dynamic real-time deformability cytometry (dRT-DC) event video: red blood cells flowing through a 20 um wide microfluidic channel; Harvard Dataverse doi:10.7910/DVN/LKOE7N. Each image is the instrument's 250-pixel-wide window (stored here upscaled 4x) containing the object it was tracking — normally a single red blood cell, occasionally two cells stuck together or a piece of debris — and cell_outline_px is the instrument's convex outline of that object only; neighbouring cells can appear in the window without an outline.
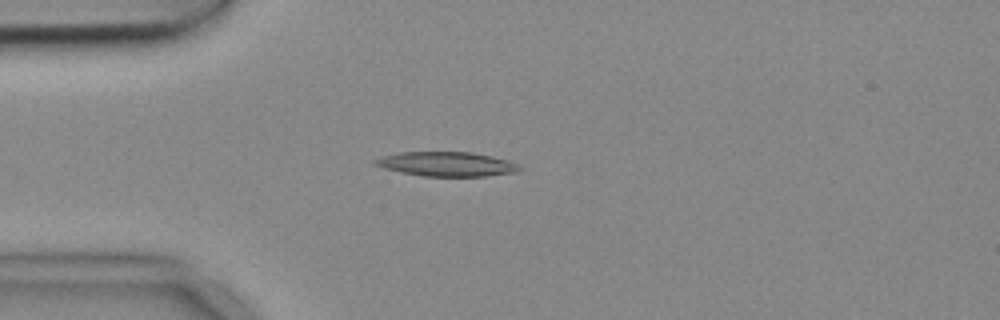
{"species": "common noctule bat (a hibernating species)", "species_latin": "Nyctalus noctula", "temperature_condition": "cold", "stored_images_in_passage": 3, "camera_frame_rate_fps": 3000, "um_per_image_px": 0.085, "animal": {"sex": "female", "body_mass_g": 18.4}, "frame": {"image": 1, "passage_image": 3, "time_ms": 0.667, "image_size_px": [1000, 320], "cell_outline_px": [[524, 168], [516, 172], [484, 176], [424, 176], [400, 172], [384, 168], [372, 164], [372, 160], [384, 156], [400, 152], [472, 152], [492, 156], [508, 160]], "centroid_in_image_um": [37.96, 13.94], "position_along_channel_um": 47.0, "area_um2": 20.52}}